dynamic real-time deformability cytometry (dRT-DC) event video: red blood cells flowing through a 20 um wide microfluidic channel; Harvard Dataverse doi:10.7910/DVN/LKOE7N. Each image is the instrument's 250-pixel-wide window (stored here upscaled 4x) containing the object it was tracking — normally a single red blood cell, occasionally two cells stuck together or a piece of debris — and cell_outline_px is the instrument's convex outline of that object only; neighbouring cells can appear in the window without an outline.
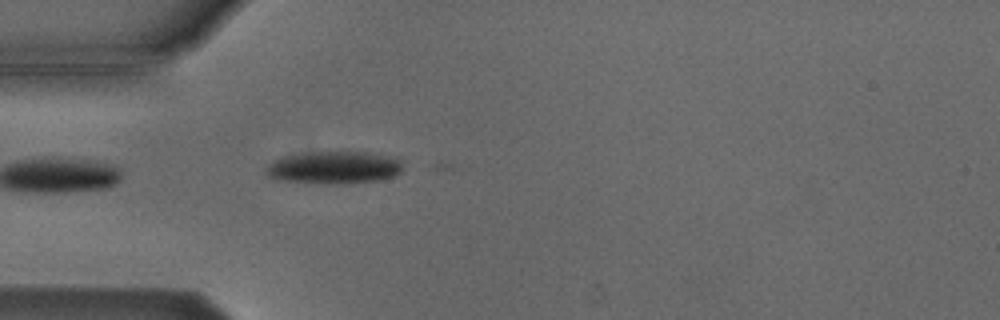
{"species": "Egyptian fruit bat (a non-hibernating species)", "species_latin": "Rousettus aegyptiacus", "temperature_condition": "cold", "stored_images_in_passage": 5, "camera_frame_rate_fps": 3000, "um_per_image_px": 0.085, "animal": {"sex": "male"}, "frame": {"image": 1, "passage_image": 5, "time_ms": 5.0, "image_size_px": [1000, 320], "cell_outline_px": [[400, 172], [396, 176], [380, 180], [344, 184], [324, 184], [272, 180], [264, 172], [264, 168], [268, 164], [284, 156], [312, 152], [368, 152], [396, 156], [400, 160]], "centroid_in_image_um": [28.37, 14.26], "position_along_channel_um": 56.6, "area_um2": 26.41}}